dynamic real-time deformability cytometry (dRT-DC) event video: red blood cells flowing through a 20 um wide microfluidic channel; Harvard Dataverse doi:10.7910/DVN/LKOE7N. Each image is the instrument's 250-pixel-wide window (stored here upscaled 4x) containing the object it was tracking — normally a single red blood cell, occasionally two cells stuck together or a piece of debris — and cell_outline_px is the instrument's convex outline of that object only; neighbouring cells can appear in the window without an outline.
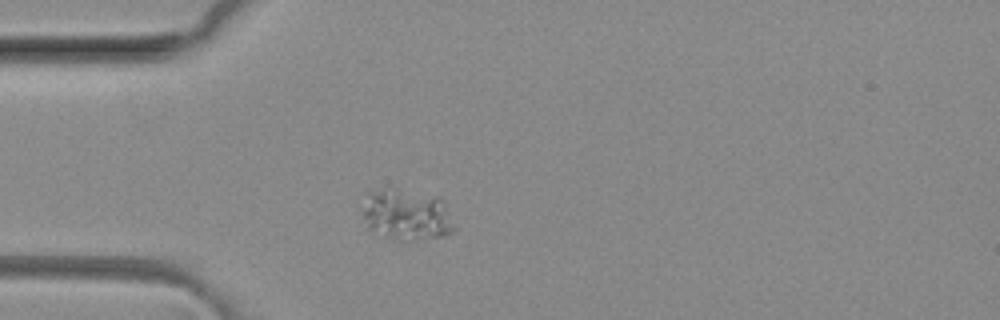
{"species": "common noctule bat (a hibernating species)", "species_latin": "Nyctalus noctula", "temperature_condition": "room temperature", "stored_images_in_passage": 1, "camera_frame_rate_fps": 3000, "um_per_image_px": 0.085, "animal": {"sex": "female", "body_mass_g": 29.2, "forearm_length_mm": 56.3}, "frame": {"image": 1, "passage_image": 1, "time_ms": 0.0, "image_size_px": [1000, 320], "cell_outline_px": [[456, 232], [444, 236], [416, 240], [396, 240], [380, 236], [368, 228], [364, 216], [364, 192], [384, 188], [440, 196], [444, 200], [456, 228]], "centroid_in_image_um": [34.59, 18.27], "position_along_channel_um": 50.4, "area_um2": 27.74}}